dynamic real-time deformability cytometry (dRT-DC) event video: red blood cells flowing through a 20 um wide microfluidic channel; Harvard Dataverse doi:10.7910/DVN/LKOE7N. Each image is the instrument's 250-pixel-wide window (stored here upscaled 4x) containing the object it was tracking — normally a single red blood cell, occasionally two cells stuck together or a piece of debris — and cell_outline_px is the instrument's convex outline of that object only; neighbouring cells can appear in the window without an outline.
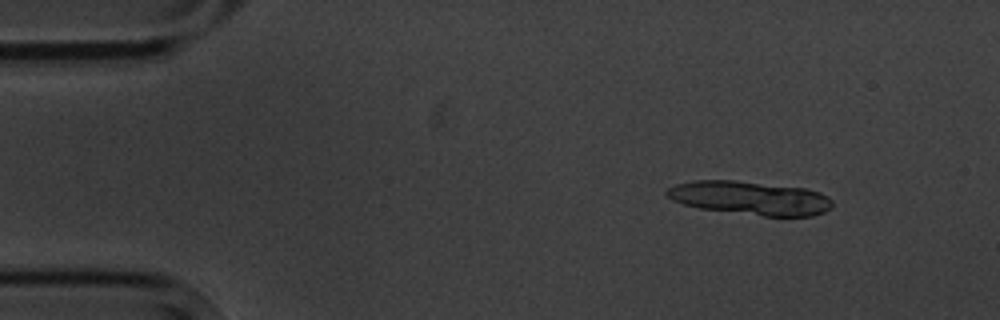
{"species": "common noctule bat (a hibernating species)", "species_latin": "Nyctalus noctula", "temperature_condition": "cold", "stored_images_in_passage": 5, "segment_of_instrument_passage": [1, 2], "camera_frame_rate_fps": 3000, "um_per_image_px": 0.085, "animal": {"sex": "male", "body_mass_g": 20.1, "forearm_length_mm": 53.5}, "frame": {"image": 1, "passage_image": 1, "time_ms": 0.0, "image_size_px": [1000, 320], "cell_outline_px": [[832, 208], [824, 212], [812, 216], [764, 216], [700, 208], [684, 204], [672, 200], [664, 192], [668, 188], [676, 184], [692, 180], [736, 180], [808, 188], [820, 192], [828, 196], [832, 200]], "centroid_in_image_um": [63.79, 16.82], "position_along_channel_um": 21.2, "area_um2": 32.66}}